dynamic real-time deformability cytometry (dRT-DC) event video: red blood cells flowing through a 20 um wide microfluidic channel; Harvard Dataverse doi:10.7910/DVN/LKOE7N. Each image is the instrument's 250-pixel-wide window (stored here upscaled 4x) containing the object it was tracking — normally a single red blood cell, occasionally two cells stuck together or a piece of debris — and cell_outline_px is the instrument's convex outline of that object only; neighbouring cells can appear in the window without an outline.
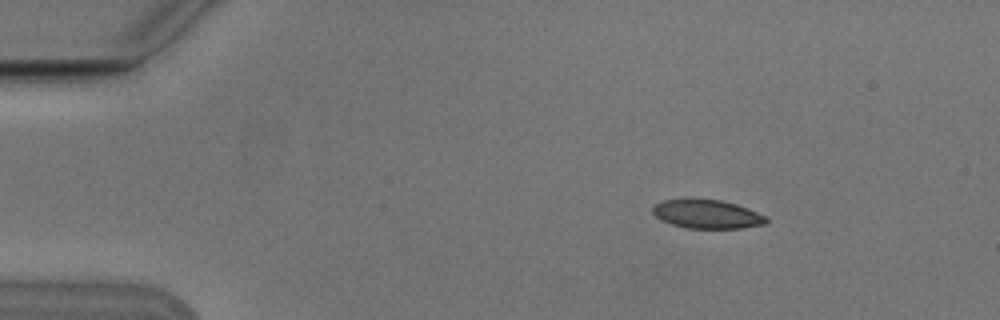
{"species": "Egyptian fruit bat (a non-hibernating species)", "species_latin": "Rousettus aegyptiacus", "temperature_condition": "cold", "stored_images_in_passage": 5, "camera_frame_rate_fps": 3000, "um_per_image_px": 0.085, "animal": {"sex": "male"}, "frame": {"image": 1, "passage_image": 2, "time_ms": 0.333, "image_size_px": [1000, 320], "cell_outline_px": [[768, 220], [764, 224], [740, 228], [688, 228], [672, 224], [656, 216], [652, 212], [652, 208], [660, 200], [684, 196], [692, 196], [720, 200], [736, 204], [748, 208], [764, 216]], "centroid_in_image_um": [60.02, 18.14], "position_along_channel_um": 25.0, "area_um2": 19.48}}